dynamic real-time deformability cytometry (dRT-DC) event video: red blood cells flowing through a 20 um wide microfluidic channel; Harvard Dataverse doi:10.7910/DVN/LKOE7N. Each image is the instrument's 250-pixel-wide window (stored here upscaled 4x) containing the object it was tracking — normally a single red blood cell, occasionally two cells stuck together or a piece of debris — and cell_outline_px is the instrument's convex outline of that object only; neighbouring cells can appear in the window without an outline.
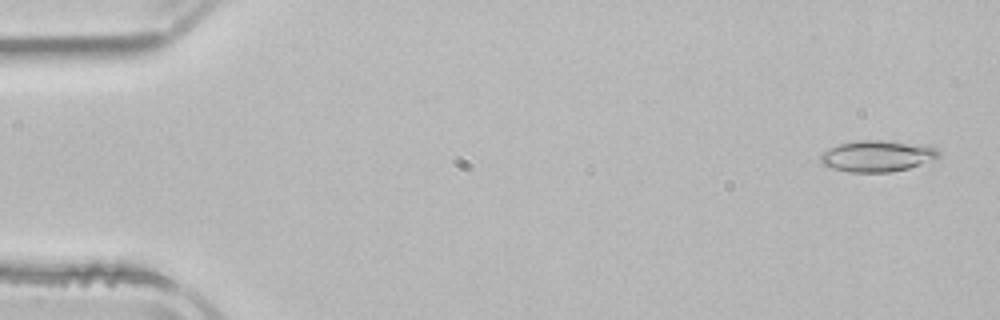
{"species": "common noctule bat (a hibernating species)", "species_latin": "Nyctalus noctula", "temperature_condition": "room temperature", "stored_images_in_passage": 52, "camera_frame_rate_fps": 3000, "um_per_image_px": 0.085, "animal": {"sex": "male", "body_mass_g": 21.5, "forearm_length_mm": 52.0}, "frame": {"image": 1, "passage_image": 2, "time_ms": 0.333, "image_size_px": [1000, 320], "cell_outline_px": [[940, 156], [936, 160], [908, 168], [888, 172], [848, 172], [832, 168], [820, 164], [820, 152], [840, 144], [856, 140], [888, 140], [936, 148], [940, 152]], "centroid_in_image_um": [74.53, 13.27], "position_along_channel_um": 10.5, "area_um2": 21.62}}
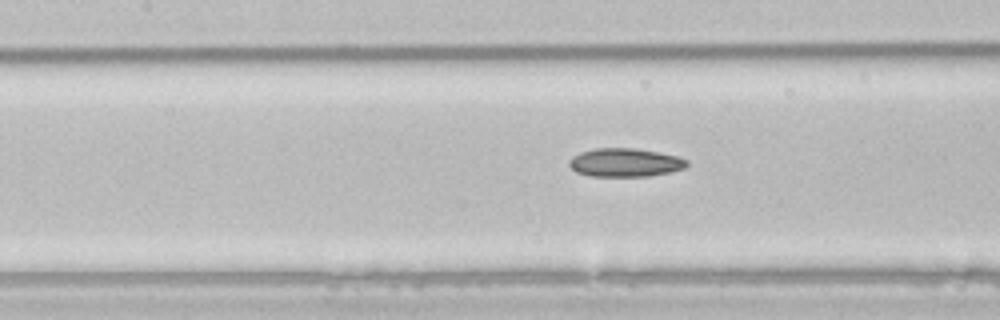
{"frame": {"image": 2, "passage_image": 23, "time_ms": 7.333, "image_size_px": [1000, 320], "cell_outline_px": [[688, 164], [684, 168], [672, 172], [648, 176], [592, 176], [576, 172], [568, 164], [568, 160], [572, 156], [580, 152], [596, 148], [636, 148], [676, 156], [688, 160]], "centroid_in_image_um": [53.11, 13.81], "position_along_channel_um": 154.3, "area_um2": 19.54}}
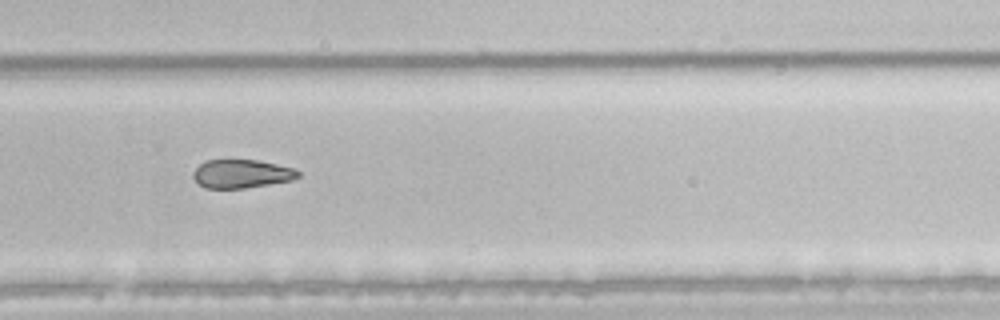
{"frame": {"image": 3, "passage_image": 35, "time_ms": 11.333, "image_size_px": [1000, 320], "cell_outline_px": [[300, 176], [292, 180], [244, 188], [204, 188], [192, 176], [192, 172], [204, 160], [260, 160], [292, 168], [300, 172]], "centroid_in_image_um": [20.52, 14.76], "position_along_channel_um": 309.3, "area_um2": 17.34}, "authors_computed_cell_mechanics": {"area_um2": 20.1144, "velocity_mm_per_s": 3.8944, "shape_relaxation_time_tau1_ms": null, "shape_relaxation_time_tau2_ms": 5.9947, "deformation_change_tau1": null, "deformation_change_tau2": 0.1403}}